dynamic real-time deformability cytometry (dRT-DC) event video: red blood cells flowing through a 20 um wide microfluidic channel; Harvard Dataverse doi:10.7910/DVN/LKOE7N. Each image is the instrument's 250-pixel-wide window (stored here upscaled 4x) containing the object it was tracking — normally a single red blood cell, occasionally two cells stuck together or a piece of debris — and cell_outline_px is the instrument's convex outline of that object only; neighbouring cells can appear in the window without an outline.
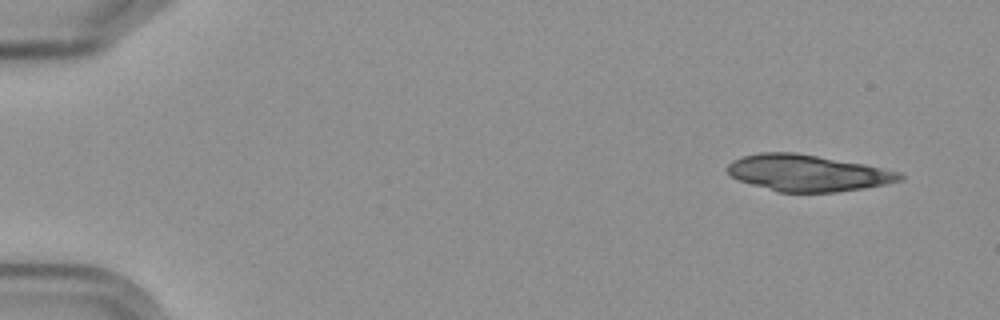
{"species": "Egyptian fruit bat (a non-hibernating species)", "species_latin": "Rousettus aegyptiacus", "temperature_condition": "cold", "stored_images_in_passage": 6, "camera_frame_rate_fps": 3000, "um_per_image_px": 0.085, "frame": {"image": 1, "passage_image": 1, "time_ms": 0.0, "image_size_px": [1000, 320], "cell_outline_px": [[904, 180], [864, 188], [836, 192], [780, 192], [752, 184], [740, 180], [732, 176], [728, 172], [728, 164], [732, 160], [744, 156], [760, 152], [792, 152], [864, 164], [900, 172], [904, 176]], "centroid_in_image_um": [68.67, 14.7], "position_along_channel_um": 16.3, "area_um2": 36.18}}